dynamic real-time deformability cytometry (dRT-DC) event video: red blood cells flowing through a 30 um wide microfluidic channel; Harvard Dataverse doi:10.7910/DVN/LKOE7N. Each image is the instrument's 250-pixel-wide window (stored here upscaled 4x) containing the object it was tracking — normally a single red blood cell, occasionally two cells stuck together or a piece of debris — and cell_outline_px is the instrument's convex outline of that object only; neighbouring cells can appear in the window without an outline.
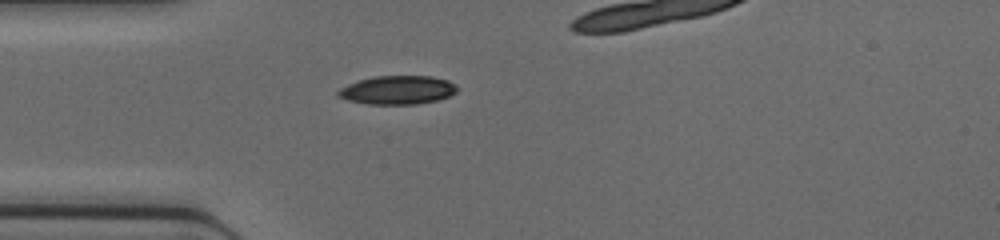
{"species": "common noctule bat (a hibernating species)", "species_latin": "Nyctalus noctula", "temperature_condition": "cold", "stored_images_in_passage": 25, "camera_frame_rate_fps": 3000, "um_per_image_px": 0.085, "animal": {"sex": "female", "body_mass_g": 17.0, "forearm_length_mm": 48.0}, "frame": {"image": 1, "passage_image": 1, "time_ms": 0.0, "image_size_px": [1000, 240], "cell_outline_px": [[460, 88], [456, 92], [448, 96], [436, 100], [416, 104], [368, 104], [348, 100], [336, 96], [336, 92], [340, 88], [348, 84], [372, 76], [432, 76], [448, 80]], "centroid_in_image_um": [33.78, 7.65], "position_along_channel_um": 51.2, "area_um2": 19.88}}
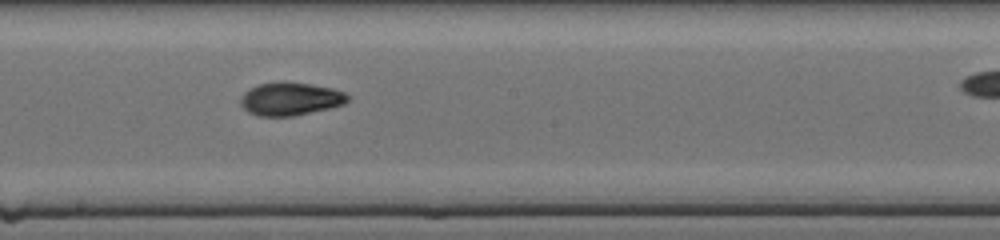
{"frame": {"image": 2, "passage_image": 13, "time_ms": 4.0, "image_size_px": [1000, 240], "cell_outline_px": [[348, 100], [344, 104], [328, 108], [292, 116], [256, 116], [248, 112], [240, 104], [240, 96], [244, 92], [260, 84], [308, 84], [332, 88], [344, 92], [348, 96]], "centroid_in_image_um": [24.66, 8.44], "position_along_channel_um": 223.5, "area_um2": 19.88}}
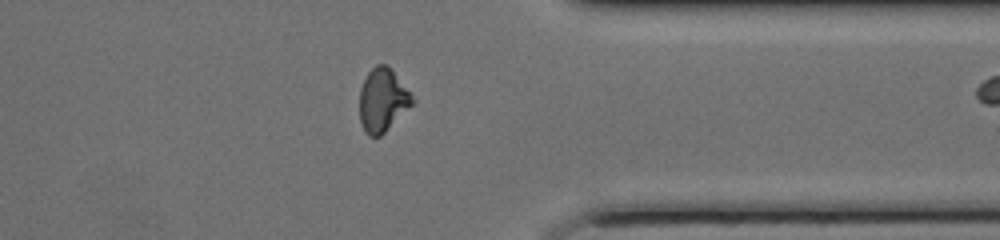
{"frame": {"image": 3, "passage_image": 24, "time_ms": 7.667, "image_size_px": [1000, 240], "cell_outline_px": [[416, 100], [380, 136], [368, 136], [364, 132], [360, 124], [360, 88], [368, 72], [376, 64], [384, 64], [392, 68]], "centroid_in_image_um": [32.51, 8.49], "position_along_channel_um": 378.9, "area_um2": 19.42}}